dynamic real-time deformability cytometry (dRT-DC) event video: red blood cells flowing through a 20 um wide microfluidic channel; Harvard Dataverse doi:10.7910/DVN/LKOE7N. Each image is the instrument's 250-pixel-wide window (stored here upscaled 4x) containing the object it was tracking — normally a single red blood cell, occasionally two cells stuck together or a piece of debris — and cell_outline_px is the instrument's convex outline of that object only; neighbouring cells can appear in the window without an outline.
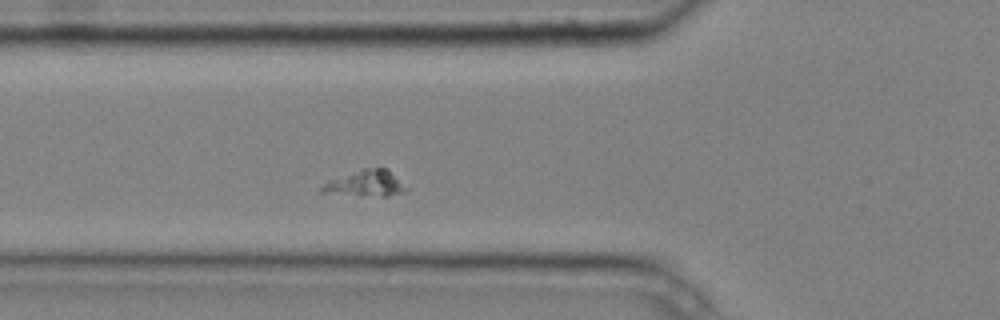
{"species": "common noctule bat (a hibernating species)", "species_latin": "Nyctalus noctula", "temperature_condition": "cold", "stored_images_in_passage": 7, "camera_frame_rate_fps": 3000, "um_per_image_px": 0.085, "animal": {"sex": "male", "body_mass_g": 20.4}, "frame": {"image": 1, "passage_image": 7, "time_ms": 2.0, "image_size_px": [1000, 320], "cell_outline_px": [[404, 192], [388, 196], [384, 196], [320, 192], [320, 188], [328, 180], [360, 168], [388, 168], [404, 188]], "centroid_in_image_um": [31.02, 15.56], "position_along_channel_um": 94.8, "area_um2": 12.37}}